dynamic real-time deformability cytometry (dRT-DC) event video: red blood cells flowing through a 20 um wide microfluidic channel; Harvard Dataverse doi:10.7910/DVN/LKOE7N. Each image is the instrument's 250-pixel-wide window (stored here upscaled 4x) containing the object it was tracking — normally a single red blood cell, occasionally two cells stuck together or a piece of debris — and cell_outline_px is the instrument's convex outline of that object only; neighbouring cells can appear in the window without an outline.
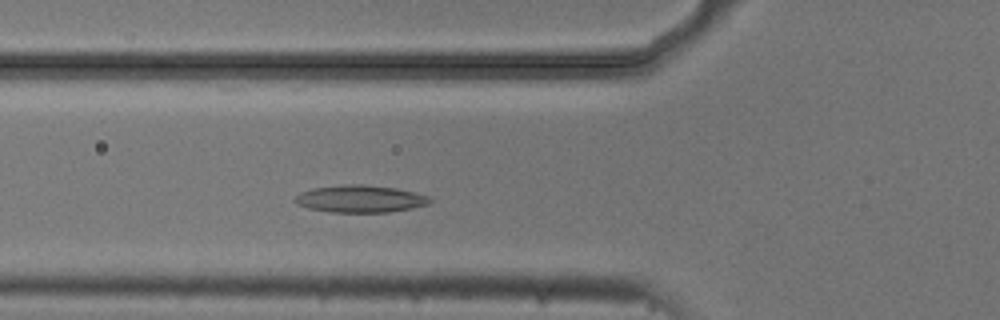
{"species": "common noctule bat (a hibernating species)", "species_latin": "Nyctalus noctula", "temperature_condition": "cold", "stored_images_in_passage": 48, "camera_frame_rate_fps": 3000, "um_per_image_px": 0.085, "animal": {"sex": "male", "body_mass_g": 20.5, "forearm_length_mm": 52.5}, "frame": {"image": 1, "passage_image": 13, "time_ms": 4.0, "image_size_px": [1000, 320], "cell_outline_px": [[432, 200], [428, 204], [412, 208], [388, 212], [332, 212], [308, 208], [296, 204], [292, 200], [300, 192], [312, 188], [344, 184], [360, 184], [396, 188], [428, 196]], "centroid_in_image_um": [30.57, 16.9], "position_along_channel_um": 95.2, "area_um2": 21.39}}
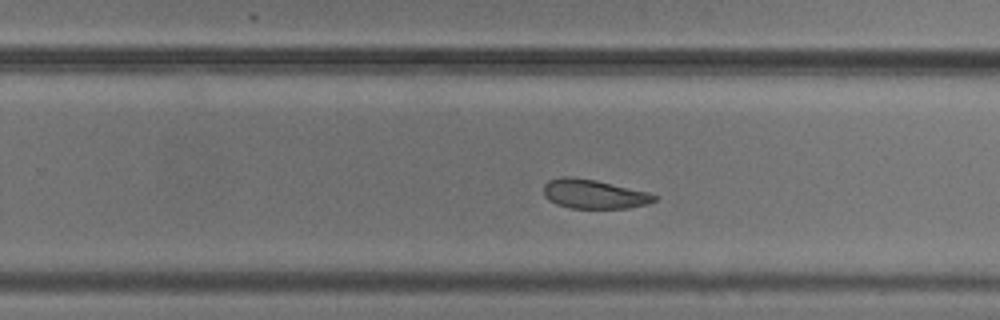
{"frame": {"image": 2, "passage_image": 28, "time_ms": 9.0, "image_size_px": [1000, 320], "cell_outline_px": [[660, 196], [656, 200], [648, 204], [628, 208], [572, 208], [556, 204], [548, 200], [544, 196], [544, 184], [548, 180], [560, 176], [572, 176], [596, 180], [648, 192]], "centroid_in_image_um": [50.48, 16.49], "position_along_channel_um": 279.3, "area_um2": 19.02}}
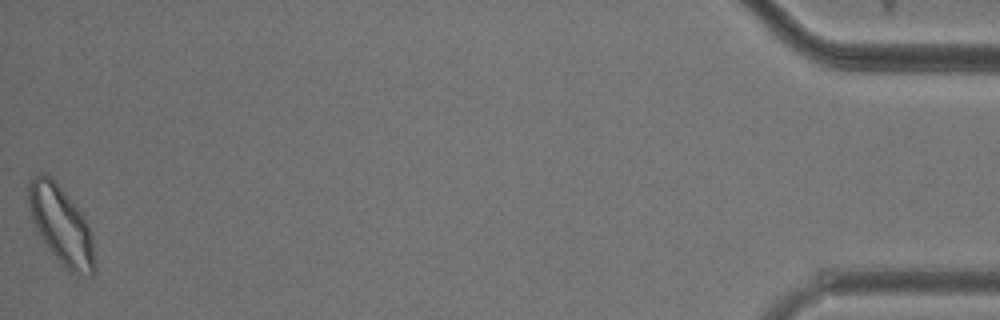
{"frame": {"image": 3, "passage_image": 48, "time_ms": 15.667, "image_size_px": [1000, 320], "cell_outline_px": [[96, 272], [92, 276], [76, 276], [68, 272], [60, 264], [44, 244], [32, 220], [28, 208], [28, 180], [40, 172], [44, 172], [52, 176], [56, 180], [84, 216], [88, 224], [92, 240], [96, 264]], "centroid_in_image_um": [5.2, 19.17], "position_along_channel_um": 430.0, "area_um2": 30.98}, "authors_computed_cell_mechanics": {"area_um2": 21.4149, "velocity_mm_per_s": 3.6786, "shape_relaxation_time_tau1_ms": 2.782, "shape_relaxation_time_tau2_ms": 3.4973, "deformation_change_tau1": 0.1053, "deformation_change_tau2": 0.095}}